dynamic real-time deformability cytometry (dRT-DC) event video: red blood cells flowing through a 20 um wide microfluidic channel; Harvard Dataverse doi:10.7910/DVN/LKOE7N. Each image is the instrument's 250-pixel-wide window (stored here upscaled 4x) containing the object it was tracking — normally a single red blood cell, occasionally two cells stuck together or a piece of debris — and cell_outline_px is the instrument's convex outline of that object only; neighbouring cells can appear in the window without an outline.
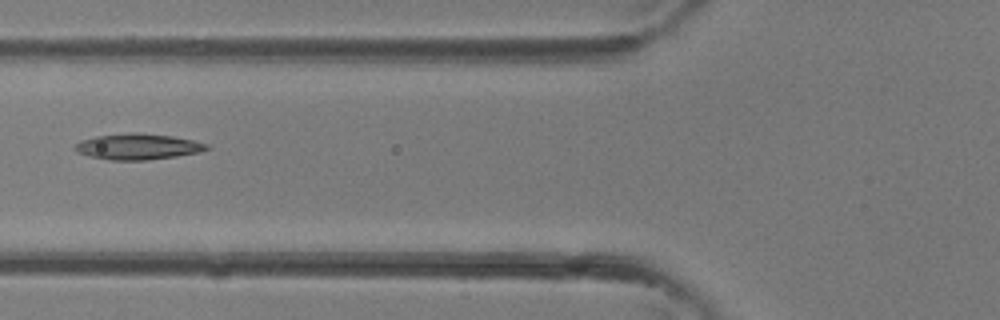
{"species": "common noctule bat (a hibernating species)", "species_latin": "Nyctalus noctula", "temperature_condition": "room temperature", "stored_images_in_passage": 5, "camera_frame_rate_fps": 3000, "um_per_image_px": 0.085, "animal": {"sex": "female"}, "frame": {"image": 1, "passage_image": 5, "time_ms": 1.333, "image_size_px": [1000, 320], "cell_outline_px": [[212, 148], [200, 152], [176, 156], [148, 160], [108, 160], [88, 156], [76, 152], [72, 148], [80, 140], [96, 136], [132, 132], [136, 132], [172, 136], [192, 140], [208, 144]], "centroid_in_image_um": [11.69, 12.46], "position_along_channel_um": 114.1, "area_um2": 20.06}}